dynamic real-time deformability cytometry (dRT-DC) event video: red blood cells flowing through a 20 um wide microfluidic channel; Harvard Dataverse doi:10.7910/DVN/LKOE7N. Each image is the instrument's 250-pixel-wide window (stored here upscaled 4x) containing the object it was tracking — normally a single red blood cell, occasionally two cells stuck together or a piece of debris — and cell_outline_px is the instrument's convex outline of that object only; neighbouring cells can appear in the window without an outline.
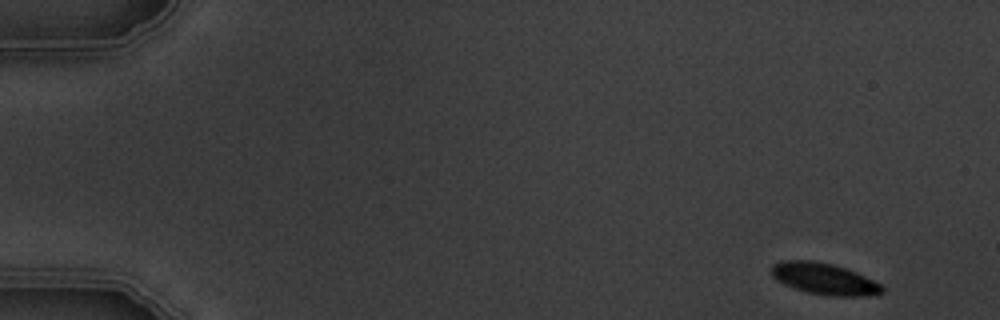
{"species": "common noctule bat (a hibernating species)", "species_latin": "Nyctalus noctula", "temperature_condition": "warm", "stored_images_in_passage": 5, "camera_frame_rate_fps": 3000, "um_per_image_px": 0.085, "animal": {"sex": "male", "body_mass_g": 19.5, "forearm_length_mm": 54.6}, "frame": {"image": 1, "passage_image": 1, "time_ms": 0.0, "image_size_px": [1000, 320], "cell_outline_px": [[884, 292], [880, 296], [828, 296], [808, 292], [784, 284], [776, 280], [772, 276], [772, 264], [780, 260], [816, 260], [832, 264], [856, 272], [880, 284], [884, 288]], "centroid_in_image_um": [70.08, 23.7], "position_along_channel_um": 14.9, "area_um2": 20.46}}